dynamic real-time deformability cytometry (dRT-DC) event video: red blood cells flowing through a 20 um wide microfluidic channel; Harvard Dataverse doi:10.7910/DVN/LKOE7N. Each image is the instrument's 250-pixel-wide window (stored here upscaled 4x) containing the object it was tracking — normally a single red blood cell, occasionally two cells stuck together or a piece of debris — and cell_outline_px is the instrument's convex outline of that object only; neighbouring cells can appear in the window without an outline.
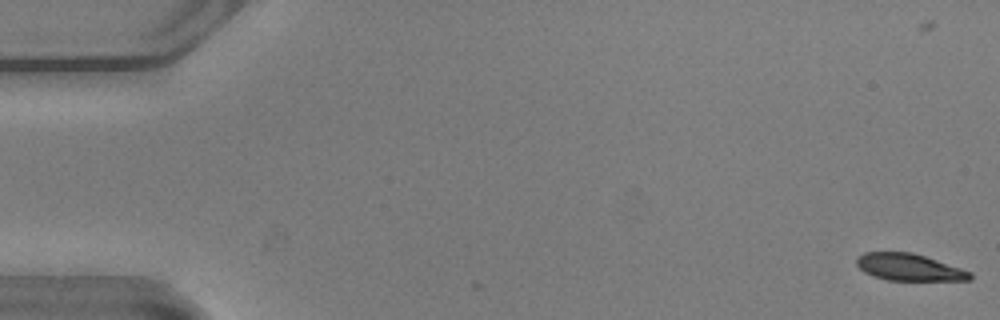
{"species": "common noctule bat (a hibernating species)", "species_latin": "Nyctalus noctula", "temperature_condition": "warm", "stored_images_in_passage": 56, "camera_frame_rate_fps": 3000, "um_per_image_px": 0.085, "animal": {"sex": "male", "body_mass_g": 20.5, "forearm_length_mm": 52.5}, "frame": {"image": 1, "passage_image": 2, "time_ms": 0.333, "image_size_px": [1000, 320], "cell_outline_px": [[972, 280], [888, 280], [872, 276], [864, 272], [856, 264], [856, 256], [864, 252], [912, 252], [972, 272]], "centroid_in_image_um": [77.23, 22.71], "position_along_channel_um": 7.8, "area_um2": 17.74}}
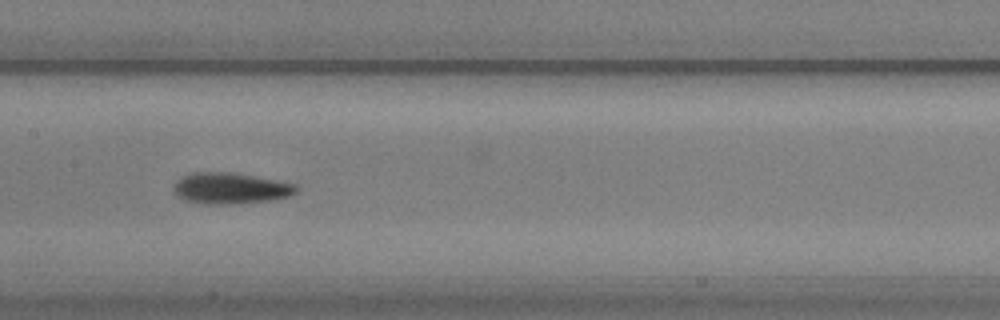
{"frame": {"image": 2, "passage_image": 28, "time_ms": 9.0, "image_size_px": [1000, 320], "cell_outline_px": [[296, 192], [288, 196], [268, 200], [236, 204], [208, 204], [184, 200], [176, 196], [172, 188], [172, 184], [180, 176], [192, 172], [232, 172], [276, 180], [296, 184]], "centroid_in_image_um": [19.49, 15.99], "position_along_channel_um": 187.9, "area_um2": 22.37}}
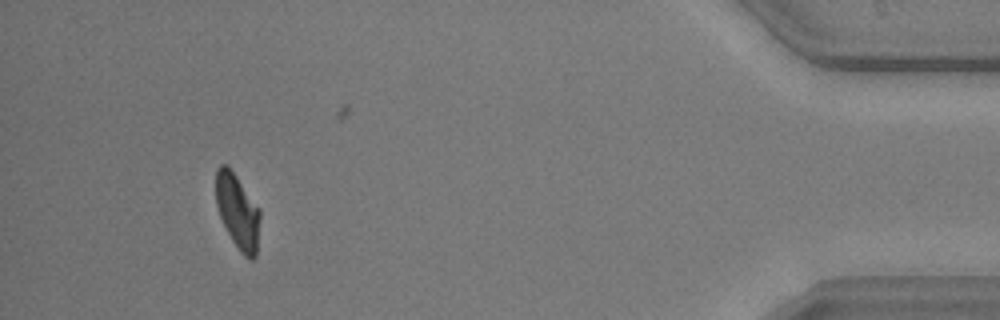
{"frame": {"image": 3, "passage_image": 51, "time_ms": 16.667, "image_size_px": [1000, 320], "cell_outline_px": [[260, 220], [256, 256], [252, 260], [248, 260], [240, 252], [232, 240], [220, 216], [216, 204], [216, 168], [220, 164], [228, 164], [260, 208]], "centroid_in_image_um": [20.21, 17.95], "position_along_channel_um": 415.0, "area_um2": 19.42}, "authors_computed_cell_mechanics": {"area_um2": 20.3456, "velocity_mm_per_s": 3.8061, "shape_relaxation_time_tau1_ms": 2.9447, "shape_relaxation_time_tau2_ms": 9.1231, "deformation_change_tau1": 0.1614, "deformation_change_tau2": 0.11}}